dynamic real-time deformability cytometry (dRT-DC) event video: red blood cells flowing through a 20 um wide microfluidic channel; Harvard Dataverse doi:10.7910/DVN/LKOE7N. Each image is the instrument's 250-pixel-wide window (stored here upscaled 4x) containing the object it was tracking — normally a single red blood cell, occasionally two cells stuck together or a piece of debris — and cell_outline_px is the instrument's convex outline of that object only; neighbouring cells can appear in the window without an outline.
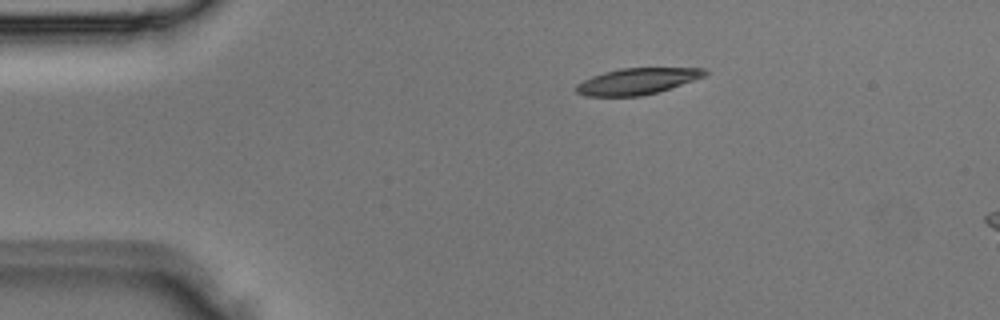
{"species": "Egyptian fruit bat (a non-hibernating species)", "species_latin": "Rousettus aegyptiacus", "temperature_condition": "room temperature", "stored_images_in_passage": 3, "camera_frame_rate_fps": 3000, "um_per_image_px": 0.085, "animal": {"sex": "male"}, "frame": {"image": 1, "passage_image": 1, "time_ms": 0.0, "image_size_px": [1000, 320], "cell_outline_px": [[708, 72], [704, 76], [656, 92], [640, 96], [584, 96], [576, 92], [576, 84], [592, 76], [604, 72], [620, 68], [704, 68]], "centroid_in_image_um": [54.1, 6.9], "position_along_channel_um": 30.9, "area_um2": 19.36}}